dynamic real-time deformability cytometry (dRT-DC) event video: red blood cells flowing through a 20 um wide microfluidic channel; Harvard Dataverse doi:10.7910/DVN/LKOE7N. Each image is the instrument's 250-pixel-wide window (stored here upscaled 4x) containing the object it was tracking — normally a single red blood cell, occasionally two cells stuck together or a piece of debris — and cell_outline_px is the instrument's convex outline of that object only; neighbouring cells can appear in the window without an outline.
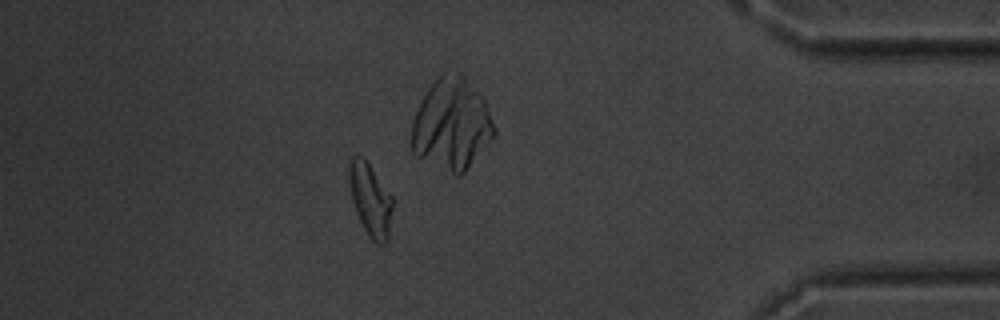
{"species": "common noctule bat (a hibernating species)", "species_latin": "Nyctalus noctula", "temperature_condition": "warm", "stored_images_in_passage": 53, "camera_frame_rate_fps": 3000, "um_per_image_px": 0.085, "animal": {"sex": "male", "body_mass_g": 20.1, "forearm_length_mm": 53.5}, "frame": {"image": 1, "passage_image": 46, "time_ms": 15.0, "image_size_px": [1000, 320], "cell_outline_px": [[392, 208], [388, 240], [384, 244], [376, 244], [368, 236], [356, 212], [352, 200], [348, 180], [348, 168], [352, 156], [360, 156], [368, 164], [392, 196]], "centroid_in_image_um": [31.47, 17.01], "position_along_channel_um": 403.7, "area_um2": 18.15}, "authors_computed_cell_mechanics": {"area_um2": 18.1492, "velocity_mm_per_s": 3.7264, "shape_relaxation_time_tau1_ms": 5.1915, "shape_relaxation_time_tau2_ms": 2.4544, "deformation_change_tau1": 0.1592, "deformation_change_tau2": 0.0954}}